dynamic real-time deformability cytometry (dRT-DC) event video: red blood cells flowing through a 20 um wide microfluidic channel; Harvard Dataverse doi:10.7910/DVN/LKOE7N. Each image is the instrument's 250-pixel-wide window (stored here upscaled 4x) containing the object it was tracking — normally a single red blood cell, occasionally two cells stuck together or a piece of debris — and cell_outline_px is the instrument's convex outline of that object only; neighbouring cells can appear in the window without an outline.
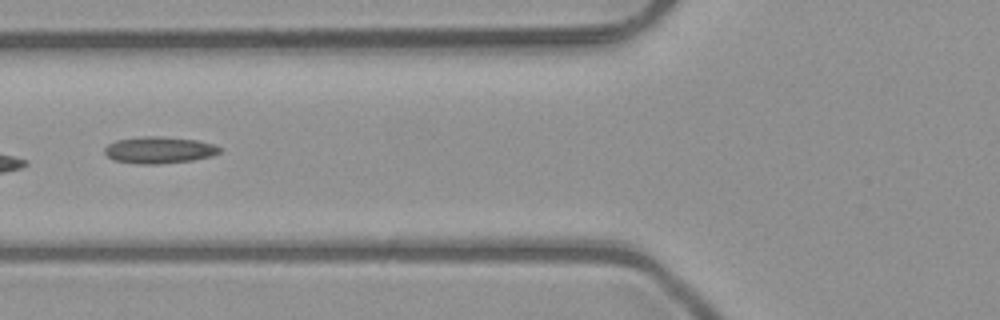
{"species": "common noctule bat (a hibernating species)", "species_latin": "Nyctalus noctula", "temperature_condition": "room temperature", "stored_images_in_passage": 6, "camera_frame_rate_fps": 3000, "um_per_image_px": 0.085, "animal": {"sex": "male", "body_mass_g": 23.1, "forearm_length_mm": 52.7}, "frame": {"image": 1, "passage_image": 5, "time_ms": 1.333, "image_size_px": [1000, 320], "cell_outline_px": [[220, 152], [212, 156], [192, 160], [156, 164], [136, 164], [112, 160], [104, 152], [104, 148], [108, 144], [116, 140], [148, 136], [156, 136], [196, 140], [212, 144], [220, 148]], "centroid_in_image_um": [13.48, 12.76], "position_along_channel_um": 112.3, "area_um2": 17.74}}
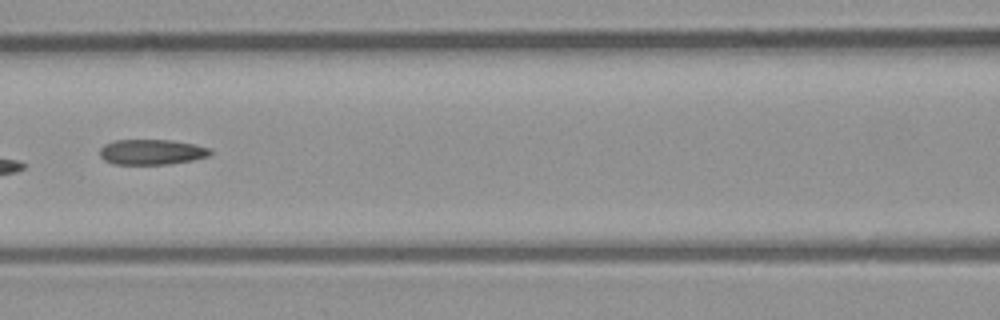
{"frame": {"image": 2, "passage_image": 6, "time_ms": 1.667, "image_size_px": [1000, 320], "cell_outline_px": [[212, 152], [208, 156], [192, 160], [168, 164], [112, 164], [104, 160], [100, 156], [100, 148], [104, 144], [116, 140], [168, 140], [192, 144], [208, 148]], "centroid_in_image_um": [12.84, 12.92], "position_along_channel_um": 153.8, "area_um2": 16.13}}